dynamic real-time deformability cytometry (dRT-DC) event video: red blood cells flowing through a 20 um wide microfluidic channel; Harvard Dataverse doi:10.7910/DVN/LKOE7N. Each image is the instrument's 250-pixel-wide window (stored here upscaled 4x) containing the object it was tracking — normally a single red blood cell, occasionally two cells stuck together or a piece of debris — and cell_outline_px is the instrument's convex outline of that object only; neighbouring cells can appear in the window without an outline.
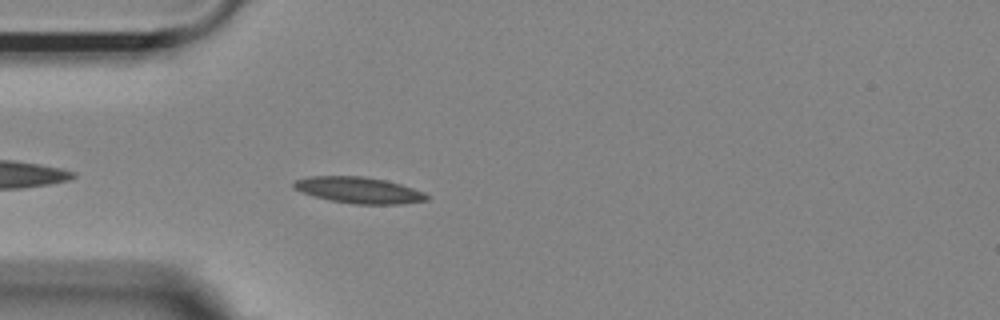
{"species": "Egyptian fruit bat (a non-hibernating species)", "species_latin": "Rousettus aegyptiacus", "temperature_condition": "room temperature", "stored_images_in_passage": 44, "camera_frame_rate_fps": 3000, "um_per_image_px": 0.085, "animal": {"sex": "female"}, "frame": {"image": 1, "passage_image": 4, "time_ms": 1.0, "image_size_px": [1000, 320], "cell_outline_px": [[428, 200], [400, 204], [356, 204], [332, 200], [316, 196], [292, 188], [292, 184], [296, 180], [308, 176], [364, 176], [384, 180], [400, 184], [424, 192], [428, 196]], "centroid_in_image_um": [30.5, 16.15], "position_along_channel_um": 54.5, "area_um2": 20.06}}
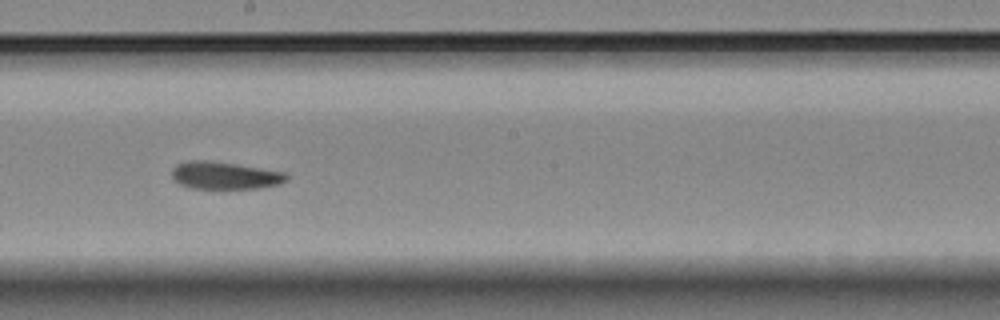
{"frame": {"image": 2, "passage_image": 19, "time_ms": 6.0, "image_size_px": [1000, 320], "cell_outline_px": [[288, 180], [280, 184], [256, 188], [192, 188], [180, 184], [172, 176], [172, 168], [176, 164], [188, 160], [212, 160], [288, 172]], "centroid_in_image_um": [19.14, 14.89], "position_along_channel_um": 229.1, "area_um2": 18.5}}
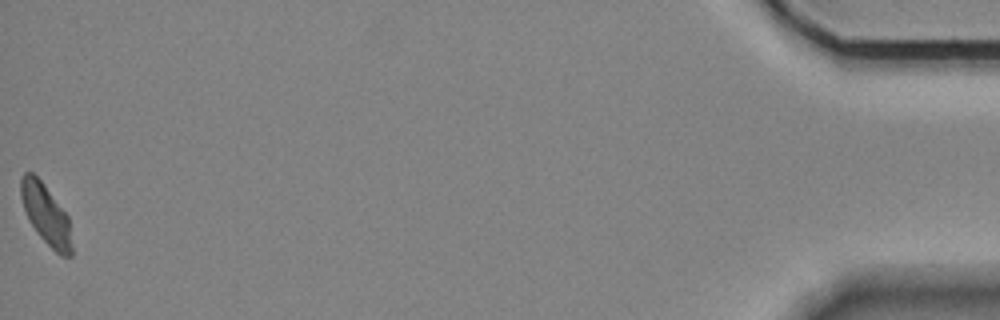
{"frame": {"image": 3, "passage_image": 44, "time_ms": 14.333, "image_size_px": [1000, 320], "cell_outline_px": [[72, 256], [60, 256], [40, 236], [28, 220], [20, 196], [20, 180], [24, 172], [32, 172], [44, 184], [68, 216], [72, 244]], "centroid_in_image_um": [3.9, 18.22], "position_along_channel_um": 431.3, "area_um2": 17.74}, "authors_computed_cell_mechanics": {"area_um2": 18.8428, "velocity_mm_per_s": 3.5914, "shape_relaxation_time_tau1_ms": 3.8061, "shape_relaxation_time_tau2_ms": 5.3274, "deformation_change_tau1": 0.1071, "deformation_change_tau2": 0.1073}}